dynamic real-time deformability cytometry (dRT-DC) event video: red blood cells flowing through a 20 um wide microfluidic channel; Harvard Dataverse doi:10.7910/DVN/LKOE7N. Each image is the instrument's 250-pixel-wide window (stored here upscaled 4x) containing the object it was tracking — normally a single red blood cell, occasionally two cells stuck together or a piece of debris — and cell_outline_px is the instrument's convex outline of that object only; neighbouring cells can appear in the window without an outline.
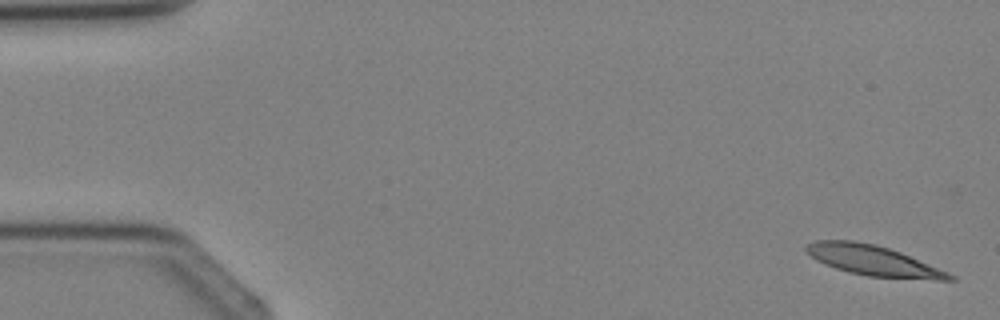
{"species": "Egyptian fruit bat (a non-hibernating species)", "species_latin": "Rousettus aegyptiacus", "temperature_condition": "cold", "stored_images_in_passage": 4, "segment_of_instrument_passage": [1, 2], "camera_frame_rate_fps": 3000, "um_per_image_px": 0.085, "animal": {"sex": "female"}, "frame": {"image": 1, "passage_image": 1, "time_ms": 0.0, "image_size_px": [1000, 320], "cell_outline_px": [[956, 280], [936, 280], [868, 276], [836, 268], [816, 260], [804, 248], [808, 244], [816, 240], [852, 240], [876, 244], [900, 252], [948, 272], [956, 276]], "centroid_in_image_um": [74.25, 22.14], "position_along_channel_um": 10.8, "area_um2": 24.91}}